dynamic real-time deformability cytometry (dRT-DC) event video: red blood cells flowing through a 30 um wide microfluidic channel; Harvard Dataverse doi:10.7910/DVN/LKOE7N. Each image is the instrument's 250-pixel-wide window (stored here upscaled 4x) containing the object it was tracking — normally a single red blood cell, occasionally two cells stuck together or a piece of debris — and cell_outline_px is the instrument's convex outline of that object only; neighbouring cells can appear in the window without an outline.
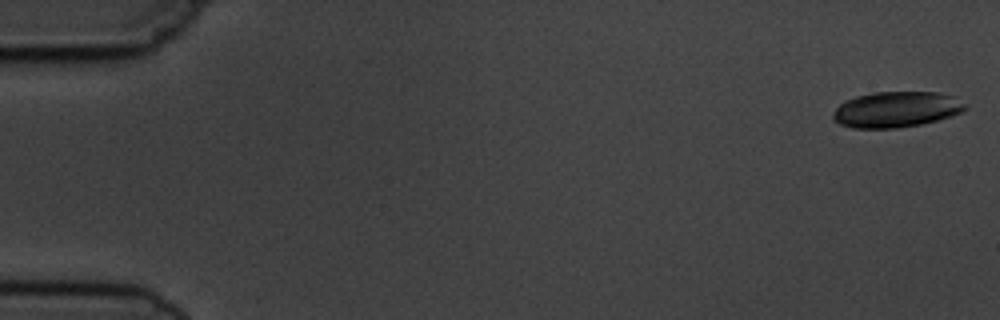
{"species": "common noctule bat (a hibernating species)", "species_latin": "Nyctalus noctula", "temperature_condition": "cold", "stored_images_in_passage": 15, "camera_frame_rate_fps": 3000, "um_per_image_px": 0.085, "animal": {"sex": "male", "body_mass_g": 19.5, "forearm_length_mm": 54.6}, "frame": {"image": 1, "passage_image": 1, "time_ms": 0.0, "image_size_px": [1000, 320], "cell_outline_px": [[968, 108], [952, 116], [920, 124], [896, 128], [852, 128], [840, 124], [832, 120], [832, 116], [836, 108], [844, 100], [856, 96], [872, 92], [940, 92], [952, 96], [968, 104]], "centroid_in_image_um": [76.18, 9.3], "position_along_channel_um": 8.8, "area_um2": 27.69}}
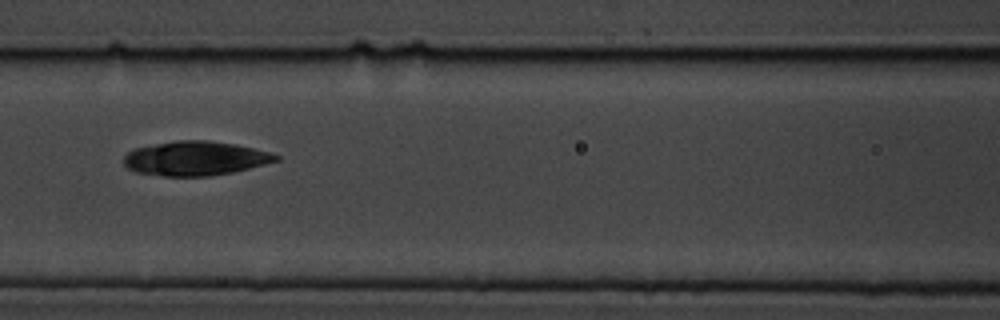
{"frame": {"image": 2, "passage_image": 7, "time_ms": 7.667, "image_size_px": [1000, 320], "cell_outline_px": [[280, 160], [232, 172], [208, 176], [164, 176], [136, 172], [128, 168], [124, 164], [124, 156], [128, 152], [136, 148], [176, 140], [204, 140], [236, 144], [268, 152], [280, 156]], "centroid_in_image_um": [16.59, 13.46], "position_along_channel_um": 150.0, "area_um2": 30.06}}
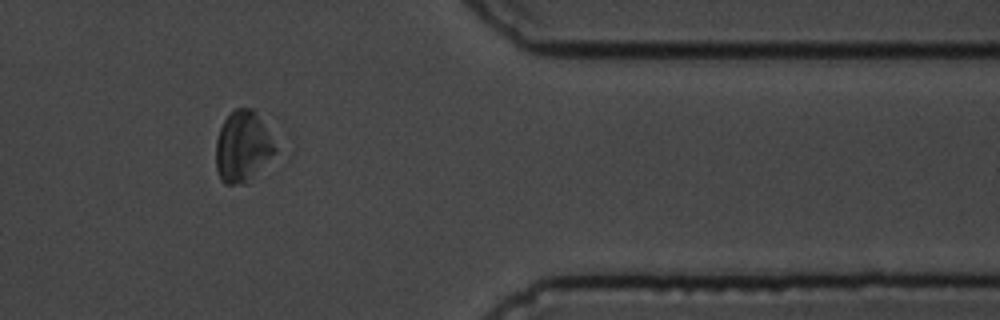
{"frame": {"image": 3, "passage_image": 13, "time_ms": 14.667, "image_size_px": [1000, 320], "cell_outline_px": [[276, 152], [244, 184], [224, 184], [220, 180], [216, 168], [216, 140], [220, 128], [224, 120], [236, 108], [252, 108], [268, 120], [276, 144]], "centroid_in_image_um": [20.68, 12.4], "position_along_channel_um": 390.7, "area_um2": 25.09}, "authors_computed_cell_mechanics": {"area_um2": 28.9578, "velocity_mm_per_s": 3.7007, "shape_relaxation_time_tau1_ms": null, "shape_relaxation_time_tau2_ms": 8.9228, "deformation_change_tau1": null, "deformation_change_tau2": 0.1146}}